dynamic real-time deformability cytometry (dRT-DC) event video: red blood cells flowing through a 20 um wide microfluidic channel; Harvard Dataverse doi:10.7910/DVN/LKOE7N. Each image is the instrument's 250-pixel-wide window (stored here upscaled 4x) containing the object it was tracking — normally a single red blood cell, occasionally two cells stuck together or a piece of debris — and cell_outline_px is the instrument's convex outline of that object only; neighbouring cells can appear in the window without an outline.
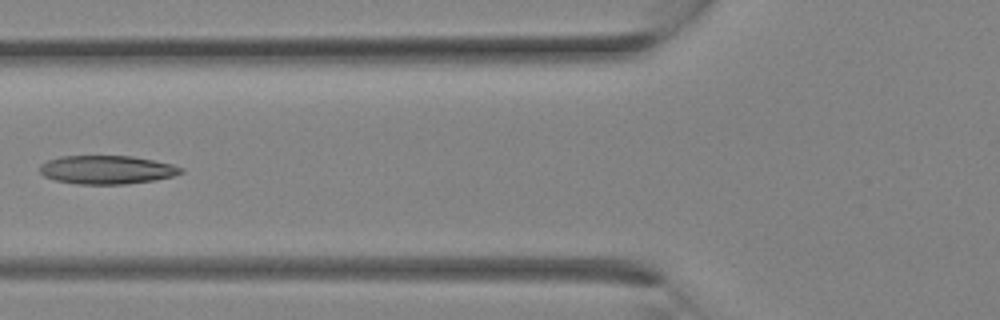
{"species": "Egyptian fruit bat (a non-hibernating species)", "species_latin": "Rousettus aegyptiacus", "temperature_condition": "room temperature", "stored_images_in_passage": 6, "camera_frame_rate_fps": 3000, "um_per_image_px": 0.085, "animal": {"sex": "female"}, "frame": {"image": 1, "passage_image": 5, "time_ms": 1.333, "image_size_px": [1000, 320], "cell_outline_px": [[184, 172], [172, 176], [156, 180], [124, 184], [76, 184], [56, 180], [44, 176], [40, 172], [40, 164], [48, 160], [60, 156], [132, 156], [172, 164], [184, 168]], "centroid_in_image_um": [9.09, 14.43], "position_along_channel_um": 116.7, "area_um2": 23.47}}